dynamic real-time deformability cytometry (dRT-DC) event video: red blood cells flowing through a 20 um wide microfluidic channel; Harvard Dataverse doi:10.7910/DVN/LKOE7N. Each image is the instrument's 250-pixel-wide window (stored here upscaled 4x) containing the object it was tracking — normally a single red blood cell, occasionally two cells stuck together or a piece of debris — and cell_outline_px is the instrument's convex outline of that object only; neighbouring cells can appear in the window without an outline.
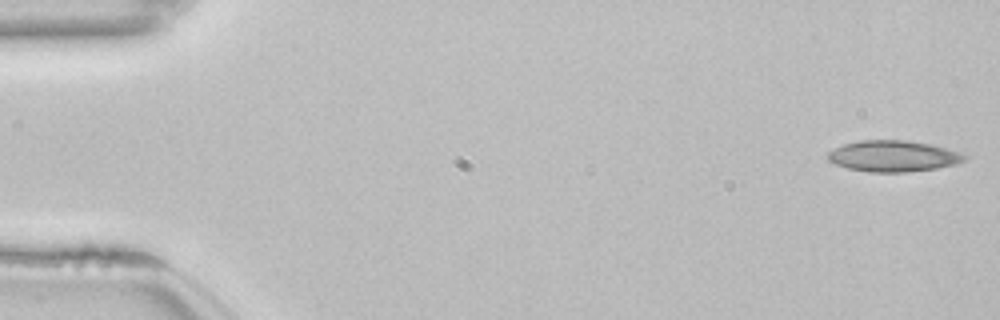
{"species": "common noctule bat (a hibernating species)", "species_latin": "Nyctalus noctula", "temperature_condition": "room temperature", "stored_images_in_passage": 53, "camera_frame_rate_fps": 3000, "um_per_image_px": 0.085, "animal": {"sex": "female", "body_mass_g": 22.7, "forearm_length_mm": 54.2}, "frame": {"image": 1, "passage_image": 1, "time_ms": 0.0, "image_size_px": [1000, 320], "cell_outline_px": [[968, 156], [964, 160], [956, 164], [936, 168], [908, 172], [868, 172], [848, 168], [836, 164], [828, 160], [828, 152], [844, 144], [860, 140], [904, 140], [928, 144], [944, 148]], "centroid_in_image_um": [75.89, 13.27], "position_along_channel_um": 9.1, "area_um2": 24.45}}
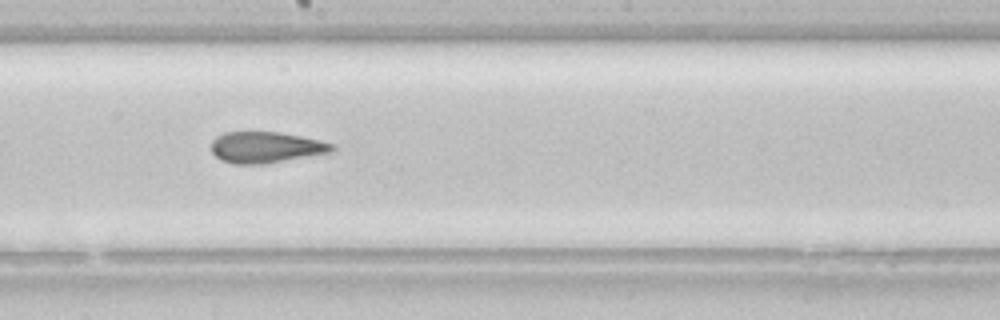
{"frame": {"image": 2, "passage_image": 29, "time_ms": 9.333, "image_size_px": [1000, 320], "cell_outline_px": [[336, 148], [332, 152], [264, 164], [232, 164], [220, 160], [212, 152], [212, 140], [216, 136], [224, 132], [280, 132], [320, 140], [336, 144]], "centroid_in_image_um": [22.61, 12.52], "position_along_channel_um": 225.6, "area_um2": 22.08}}
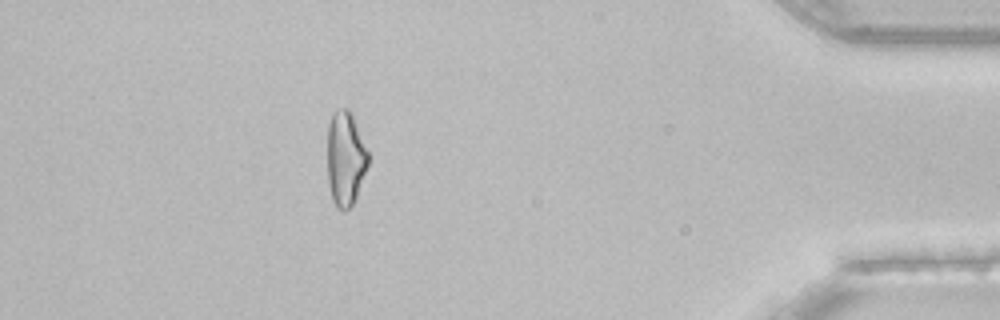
{"frame": {"image": 3, "passage_image": 47, "time_ms": 15.333, "image_size_px": [1000, 320], "cell_outline_px": [[372, 156], [356, 196], [352, 204], [344, 212], [336, 208], [332, 200], [328, 184], [328, 124], [332, 112], [336, 108], [348, 108], [352, 112]], "centroid_in_image_um": [29.39, 13.43], "position_along_channel_um": 405.8, "area_um2": 23.24}, "authors_computed_cell_mechanics": {"area_um2": 23.0044, "velocity_mm_per_s": 3.8563, "shape_relaxation_time_tau1_ms": null, "shape_relaxation_time_tau2_ms": 3.0949, "deformation_change_tau1": null, "deformation_change_tau2": 0.1125}}